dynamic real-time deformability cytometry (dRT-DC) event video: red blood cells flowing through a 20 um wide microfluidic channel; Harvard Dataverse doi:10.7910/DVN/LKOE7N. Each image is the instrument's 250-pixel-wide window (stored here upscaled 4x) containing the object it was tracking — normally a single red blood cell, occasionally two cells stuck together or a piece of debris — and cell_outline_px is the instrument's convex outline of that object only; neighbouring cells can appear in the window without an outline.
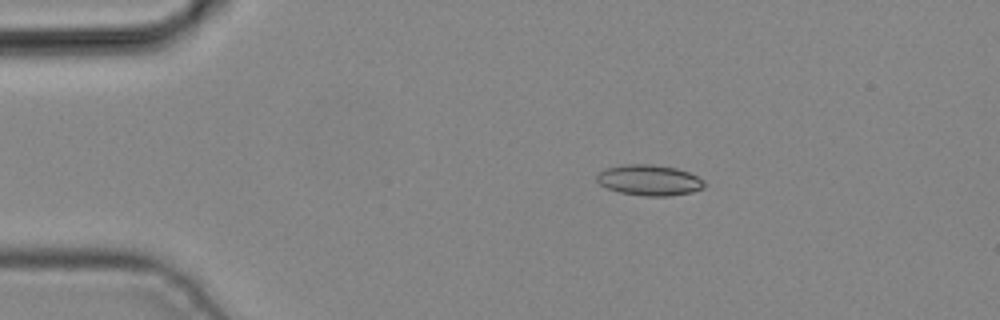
{"species": "common noctule bat (a hibernating species)", "species_latin": "Nyctalus noctula", "temperature_condition": "cold", "stored_images_in_passage": 3, "camera_frame_rate_fps": 3000, "um_per_image_px": 0.085, "animal": {"sex": "male", "body_mass_g": 19.2, "forearm_length_mm": 51.8}, "frame": {"image": 1, "passage_image": 3, "time_ms": 0.667, "image_size_px": [1000, 320], "cell_outline_px": [[704, 188], [692, 192], [668, 196], [644, 196], [620, 192], [608, 188], [600, 184], [596, 180], [596, 176], [600, 172], [608, 168], [620, 164], [652, 164], [676, 168], [688, 172], [704, 180]], "centroid_in_image_um": [55.19, 15.31], "position_along_channel_um": 29.8, "area_um2": 19.19}}